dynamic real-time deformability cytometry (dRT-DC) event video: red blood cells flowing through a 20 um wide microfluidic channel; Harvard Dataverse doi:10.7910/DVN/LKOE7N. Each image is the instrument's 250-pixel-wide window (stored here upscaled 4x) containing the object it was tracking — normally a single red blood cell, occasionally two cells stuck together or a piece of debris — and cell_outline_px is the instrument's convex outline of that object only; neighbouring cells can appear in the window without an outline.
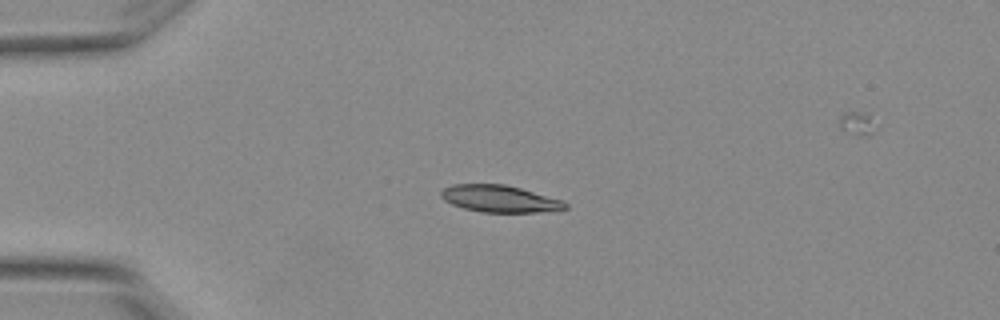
{"species": "Egyptian fruit bat (a non-hibernating species)", "species_latin": "Rousettus aegyptiacus", "temperature_condition": "warm", "stored_images_in_passage": 4, "camera_frame_rate_fps": 3000, "um_per_image_px": 0.085, "animal": {"sex": "female"}, "frame": {"image": 1, "passage_image": 3, "time_ms": 0.667, "image_size_px": [1000, 320], "cell_outline_px": [[568, 208], [556, 212], [480, 212], [464, 208], [452, 204], [444, 200], [440, 196], [440, 192], [444, 188], [452, 184], [504, 184], [520, 188], [564, 200], [568, 204]], "centroid_in_image_um": [42.53, 16.9], "position_along_channel_um": 42.5, "area_um2": 19.77}}